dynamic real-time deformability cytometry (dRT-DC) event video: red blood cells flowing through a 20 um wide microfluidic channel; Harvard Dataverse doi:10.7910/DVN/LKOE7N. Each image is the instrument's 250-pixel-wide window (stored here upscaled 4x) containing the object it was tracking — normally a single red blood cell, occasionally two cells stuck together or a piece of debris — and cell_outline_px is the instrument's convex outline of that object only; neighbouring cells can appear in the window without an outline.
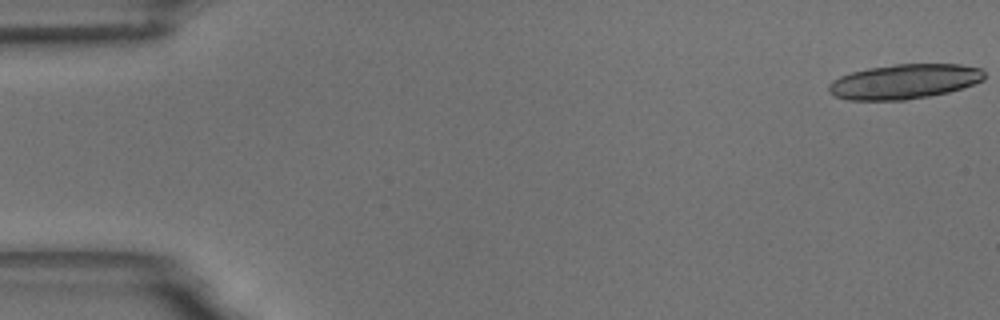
{"species": "common noctule bat (a hibernating species)", "species_latin": "Nyctalus noctula", "temperature_condition": "room temperature", "stored_images_in_passage": 27, "camera_frame_rate_fps": 3000, "um_per_image_px": 0.085, "animal": {"sex": "male", "body_mass_g": 18.8}, "frame": {"image": 1, "passage_image": 1, "time_ms": 0.0, "image_size_px": [1000, 320], "cell_outline_px": [[984, 80], [948, 92], [928, 96], [904, 100], [848, 100], [836, 96], [828, 92], [828, 84], [832, 80], [840, 76], [852, 72], [868, 68], [896, 64], [960, 64], [980, 68], [984, 72]], "centroid_in_image_um": [76.84, 6.93], "position_along_channel_um": 8.2, "area_um2": 31.44}}